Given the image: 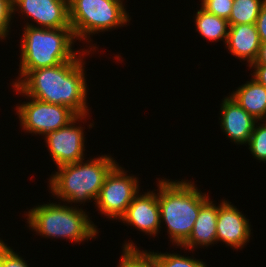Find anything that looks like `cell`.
<instances>
[{"mask_svg":"<svg viewBox=\"0 0 266 267\" xmlns=\"http://www.w3.org/2000/svg\"><path fill=\"white\" fill-rule=\"evenodd\" d=\"M120 219L145 234L156 236L161 228L157 194L153 191L137 194Z\"/></svg>","mask_w":266,"mask_h":267,"instance_id":"7c38bea8","label":"cell"},{"mask_svg":"<svg viewBox=\"0 0 266 267\" xmlns=\"http://www.w3.org/2000/svg\"><path fill=\"white\" fill-rule=\"evenodd\" d=\"M248 219L225 199L219 205L217 216V242L222 241L228 246L240 249L249 242L251 229Z\"/></svg>","mask_w":266,"mask_h":267,"instance_id":"8fae6325","label":"cell"},{"mask_svg":"<svg viewBox=\"0 0 266 267\" xmlns=\"http://www.w3.org/2000/svg\"><path fill=\"white\" fill-rule=\"evenodd\" d=\"M253 64H266V42H261L258 56Z\"/></svg>","mask_w":266,"mask_h":267,"instance_id":"4316f807","label":"cell"},{"mask_svg":"<svg viewBox=\"0 0 266 267\" xmlns=\"http://www.w3.org/2000/svg\"><path fill=\"white\" fill-rule=\"evenodd\" d=\"M202 6L206 12L214 14L220 18L228 20L231 12L234 0H201Z\"/></svg>","mask_w":266,"mask_h":267,"instance_id":"7402d4cb","label":"cell"},{"mask_svg":"<svg viewBox=\"0 0 266 267\" xmlns=\"http://www.w3.org/2000/svg\"><path fill=\"white\" fill-rule=\"evenodd\" d=\"M176 181L159 180L157 198L160 220L165 221L172 242L181 247L193 230L201 206L209 198L194 182Z\"/></svg>","mask_w":266,"mask_h":267,"instance_id":"7a4b0ae2","label":"cell"},{"mask_svg":"<svg viewBox=\"0 0 266 267\" xmlns=\"http://www.w3.org/2000/svg\"><path fill=\"white\" fill-rule=\"evenodd\" d=\"M137 177L127 176L124 169L117 164L106 176L96 207L107 218L120 219L132 200L139 193Z\"/></svg>","mask_w":266,"mask_h":267,"instance_id":"ba28073f","label":"cell"},{"mask_svg":"<svg viewBox=\"0 0 266 267\" xmlns=\"http://www.w3.org/2000/svg\"><path fill=\"white\" fill-rule=\"evenodd\" d=\"M256 27L261 42H266V1L261 7L260 13L256 20Z\"/></svg>","mask_w":266,"mask_h":267,"instance_id":"d4e9b609","label":"cell"},{"mask_svg":"<svg viewBox=\"0 0 266 267\" xmlns=\"http://www.w3.org/2000/svg\"><path fill=\"white\" fill-rule=\"evenodd\" d=\"M12 6L13 13L19 9L41 28H71L68 0H12Z\"/></svg>","mask_w":266,"mask_h":267,"instance_id":"30bf717a","label":"cell"},{"mask_svg":"<svg viewBox=\"0 0 266 267\" xmlns=\"http://www.w3.org/2000/svg\"><path fill=\"white\" fill-rule=\"evenodd\" d=\"M86 116H77L65 127L48 133L45 136V142L48 145L50 155L57 168L84 160L85 135L82 129L83 127H77L75 123L77 121L79 122V120H84Z\"/></svg>","mask_w":266,"mask_h":267,"instance_id":"9c48e42d","label":"cell"},{"mask_svg":"<svg viewBox=\"0 0 266 267\" xmlns=\"http://www.w3.org/2000/svg\"><path fill=\"white\" fill-rule=\"evenodd\" d=\"M195 24L196 31L207 40H215L216 42L225 39L223 42L226 43L230 27L228 20L208 13L201 8L196 12Z\"/></svg>","mask_w":266,"mask_h":267,"instance_id":"e0dca14e","label":"cell"},{"mask_svg":"<svg viewBox=\"0 0 266 267\" xmlns=\"http://www.w3.org/2000/svg\"><path fill=\"white\" fill-rule=\"evenodd\" d=\"M16 107L22 129L29 133L47 135L68 125L78 115L67 106L50 104L36 98Z\"/></svg>","mask_w":266,"mask_h":267,"instance_id":"52a82bcc","label":"cell"},{"mask_svg":"<svg viewBox=\"0 0 266 267\" xmlns=\"http://www.w3.org/2000/svg\"><path fill=\"white\" fill-rule=\"evenodd\" d=\"M221 104V128L234 143L247 144L258 121L239 106L234 99L223 98Z\"/></svg>","mask_w":266,"mask_h":267,"instance_id":"4fadbf2b","label":"cell"},{"mask_svg":"<svg viewBox=\"0 0 266 267\" xmlns=\"http://www.w3.org/2000/svg\"><path fill=\"white\" fill-rule=\"evenodd\" d=\"M150 253L154 257L157 267H207L203 261L184 257L178 253Z\"/></svg>","mask_w":266,"mask_h":267,"instance_id":"ffe728a7","label":"cell"},{"mask_svg":"<svg viewBox=\"0 0 266 267\" xmlns=\"http://www.w3.org/2000/svg\"><path fill=\"white\" fill-rule=\"evenodd\" d=\"M230 96L257 121L262 122L266 119V87L256 79L247 81Z\"/></svg>","mask_w":266,"mask_h":267,"instance_id":"2e32d148","label":"cell"},{"mask_svg":"<svg viewBox=\"0 0 266 267\" xmlns=\"http://www.w3.org/2000/svg\"><path fill=\"white\" fill-rule=\"evenodd\" d=\"M219 206L207 200L200 208L189 238L181 245L186 250L199 246H208L217 241L216 225Z\"/></svg>","mask_w":266,"mask_h":267,"instance_id":"9a60e30c","label":"cell"},{"mask_svg":"<svg viewBox=\"0 0 266 267\" xmlns=\"http://www.w3.org/2000/svg\"><path fill=\"white\" fill-rule=\"evenodd\" d=\"M225 44L232 55L247 60L250 67L255 62L261 45L256 24L230 25Z\"/></svg>","mask_w":266,"mask_h":267,"instance_id":"5bb4252c","label":"cell"},{"mask_svg":"<svg viewBox=\"0 0 266 267\" xmlns=\"http://www.w3.org/2000/svg\"><path fill=\"white\" fill-rule=\"evenodd\" d=\"M266 0H234L229 25L255 24Z\"/></svg>","mask_w":266,"mask_h":267,"instance_id":"ac0fdd59","label":"cell"},{"mask_svg":"<svg viewBox=\"0 0 266 267\" xmlns=\"http://www.w3.org/2000/svg\"><path fill=\"white\" fill-rule=\"evenodd\" d=\"M265 123L256 125L248 141L249 149L254 158L266 161V121Z\"/></svg>","mask_w":266,"mask_h":267,"instance_id":"44dd1931","label":"cell"},{"mask_svg":"<svg viewBox=\"0 0 266 267\" xmlns=\"http://www.w3.org/2000/svg\"><path fill=\"white\" fill-rule=\"evenodd\" d=\"M12 15V0H0V40L8 35Z\"/></svg>","mask_w":266,"mask_h":267,"instance_id":"cb8c5ba5","label":"cell"},{"mask_svg":"<svg viewBox=\"0 0 266 267\" xmlns=\"http://www.w3.org/2000/svg\"><path fill=\"white\" fill-rule=\"evenodd\" d=\"M27 222L32 230L46 237L69 239L75 243L96 238L97 226L82 210L56 203L38 205L28 211ZM91 221V222H90Z\"/></svg>","mask_w":266,"mask_h":267,"instance_id":"5b68a950","label":"cell"},{"mask_svg":"<svg viewBox=\"0 0 266 267\" xmlns=\"http://www.w3.org/2000/svg\"><path fill=\"white\" fill-rule=\"evenodd\" d=\"M0 266L1 267H29L19 254L13 252L11 247L0 240Z\"/></svg>","mask_w":266,"mask_h":267,"instance_id":"603a6c76","label":"cell"},{"mask_svg":"<svg viewBox=\"0 0 266 267\" xmlns=\"http://www.w3.org/2000/svg\"><path fill=\"white\" fill-rule=\"evenodd\" d=\"M72 28H41L26 23L21 44L20 71L53 67L71 61L80 51L72 50Z\"/></svg>","mask_w":266,"mask_h":267,"instance_id":"277c9868","label":"cell"},{"mask_svg":"<svg viewBox=\"0 0 266 267\" xmlns=\"http://www.w3.org/2000/svg\"><path fill=\"white\" fill-rule=\"evenodd\" d=\"M250 67L255 68L253 78L266 87V64H252Z\"/></svg>","mask_w":266,"mask_h":267,"instance_id":"484cf974","label":"cell"},{"mask_svg":"<svg viewBox=\"0 0 266 267\" xmlns=\"http://www.w3.org/2000/svg\"><path fill=\"white\" fill-rule=\"evenodd\" d=\"M133 242L124 245L123 254L118 267H157L150 252L140 251Z\"/></svg>","mask_w":266,"mask_h":267,"instance_id":"d6986e66","label":"cell"},{"mask_svg":"<svg viewBox=\"0 0 266 267\" xmlns=\"http://www.w3.org/2000/svg\"><path fill=\"white\" fill-rule=\"evenodd\" d=\"M117 165L109 155L58 167L49 180L52 195L67 203L97 200L106 176Z\"/></svg>","mask_w":266,"mask_h":267,"instance_id":"3957f363","label":"cell"},{"mask_svg":"<svg viewBox=\"0 0 266 267\" xmlns=\"http://www.w3.org/2000/svg\"><path fill=\"white\" fill-rule=\"evenodd\" d=\"M68 7L70 26L80 41L130 21L123 0H68Z\"/></svg>","mask_w":266,"mask_h":267,"instance_id":"8992f818","label":"cell"},{"mask_svg":"<svg viewBox=\"0 0 266 267\" xmlns=\"http://www.w3.org/2000/svg\"><path fill=\"white\" fill-rule=\"evenodd\" d=\"M82 55L53 67L20 71V78L12 86L24 96L67 106L78 116L87 115L88 88Z\"/></svg>","mask_w":266,"mask_h":267,"instance_id":"6da1fadb","label":"cell"}]
</instances>
